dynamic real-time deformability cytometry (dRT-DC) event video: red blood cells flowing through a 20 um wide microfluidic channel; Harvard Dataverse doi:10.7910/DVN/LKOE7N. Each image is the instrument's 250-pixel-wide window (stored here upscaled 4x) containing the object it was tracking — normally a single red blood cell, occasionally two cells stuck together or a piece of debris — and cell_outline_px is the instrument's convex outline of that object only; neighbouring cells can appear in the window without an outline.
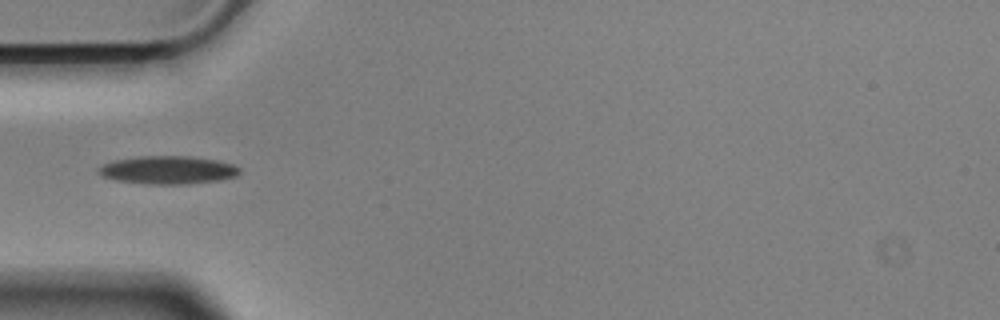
{"species": "Egyptian fruit bat (a non-hibernating species)", "species_latin": "Rousettus aegyptiacus", "temperature_condition": "cold", "stored_images_in_passage": 17, "camera_frame_rate_fps": 3000, "um_per_image_px": 0.085, "animal": {"sex": "male"}, "frame": {"image": 1, "passage_image": 1, "time_ms": 0.0, "image_size_px": [1000, 320], "cell_outline_px": [[240, 172], [236, 176], [220, 180], [180, 184], [148, 184], [116, 180], [100, 176], [96, 172], [96, 168], [112, 160], [140, 156], [192, 156], [220, 160], [232, 164], [240, 168]], "centroid_in_image_um": [14.24, 14.44], "position_along_channel_um": 70.8, "area_um2": 23.29}}
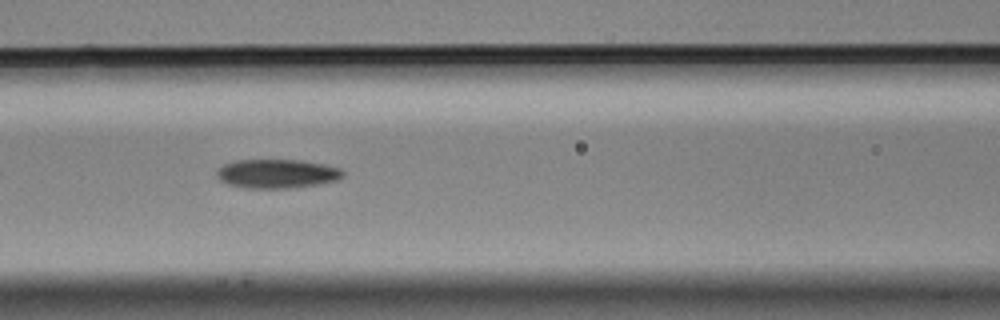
{"frame": {"image": 2, "passage_image": 7, "time_ms": 2.0, "image_size_px": [1000, 320], "cell_outline_px": [[344, 176], [340, 180], [316, 184], [288, 188], [244, 188], [228, 184], [220, 180], [216, 176], [216, 168], [224, 164], [236, 160], [300, 160], [324, 164], [340, 168], [344, 172]], "centroid_in_image_um": [23.53, 14.76], "position_along_channel_um": 143.1, "area_um2": 21.44}}
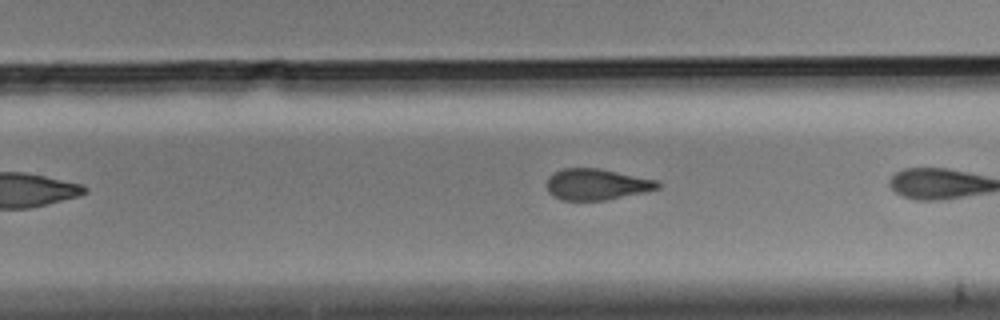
{"frame": {"image": 3, "passage_image": 16, "time_ms": 5.0, "image_size_px": [1000, 320], "cell_outline_px": [[660, 188], [644, 192], [604, 200], [560, 200], [548, 192], [548, 176], [564, 168], [600, 168], [660, 180]], "centroid_in_image_um": [50.75, 15.66], "position_along_channel_um": 279.0, "area_um2": 20.17}}